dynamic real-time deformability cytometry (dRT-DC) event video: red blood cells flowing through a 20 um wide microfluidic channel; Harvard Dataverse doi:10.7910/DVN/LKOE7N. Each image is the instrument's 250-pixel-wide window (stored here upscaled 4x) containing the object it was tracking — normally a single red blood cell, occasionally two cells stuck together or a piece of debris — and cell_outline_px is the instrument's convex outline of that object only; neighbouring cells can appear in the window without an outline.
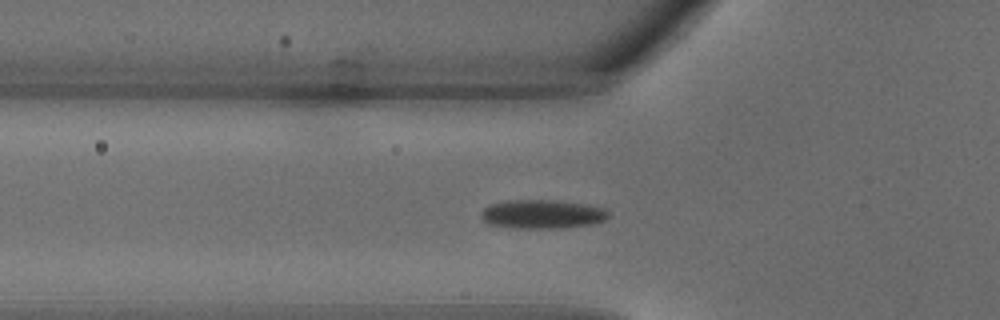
{"species": "common noctule bat (a hibernating species)", "species_latin": "Nyctalus noctula", "temperature_condition": "warm", "stored_images_in_passage": 4, "camera_frame_rate_fps": 3000, "um_per_image_px": 0.085, "animal": {"sex": "male", "body_mass_g": 18.8}, "frame": {"image": 1, "passage_image": 3, "time_ms": 0.667, "image_size_px": [1000, 320], "cell_outline_px": [[608, 216], [604, 220], [592, 224], [560, 228], [508, 228], [488, 224], [480, 216], [480, 212], [488, 204], [504, 200], [560, 200], [588, 204], [604, 208], [608, 212]], "centroid_in_image_um": [46.04, 18.19], "position_along_channel_um": 79.8, "area_um2": 21.79}}